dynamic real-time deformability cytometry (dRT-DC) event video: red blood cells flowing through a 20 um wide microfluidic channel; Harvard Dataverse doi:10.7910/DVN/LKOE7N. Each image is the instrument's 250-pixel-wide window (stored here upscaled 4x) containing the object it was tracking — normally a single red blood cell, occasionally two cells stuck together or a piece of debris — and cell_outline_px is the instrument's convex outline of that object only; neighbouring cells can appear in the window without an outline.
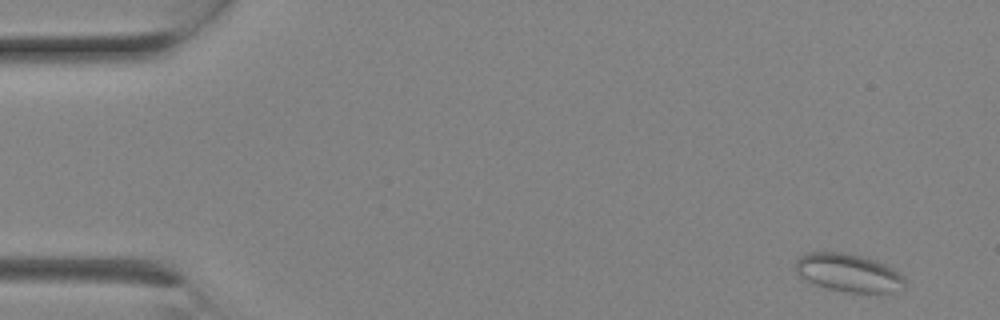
{"species": "Egyptian fruit bat (a non-hibernating species)", "species_latin": "Rousettus aegyptiacus", "temperature_condition": "room temperature", "stored_images_in_passage": 9, "camera_frame_rate_fps": 3000, "um_per_image_px": 0.085, "animal": {"sex": "female"}, "frame": {"image": 1, "passage_image": 1, "time_ms": 0.0, "image_size_px": [1000, 320], "cell_outline_px": [[904, 288], [892, 292], [848, 292], [828, 288], [816, 284], [800, 276], [796, 272], [796, 260], [800, 256], [808, 252], [844, 252], [860, 256], [884, 264], [892, 268], [904, 276]], "centroid_in_image_um": [72.12, 23.18], "position_along_channel_um": 12.9, "area_um2": 23.87}}
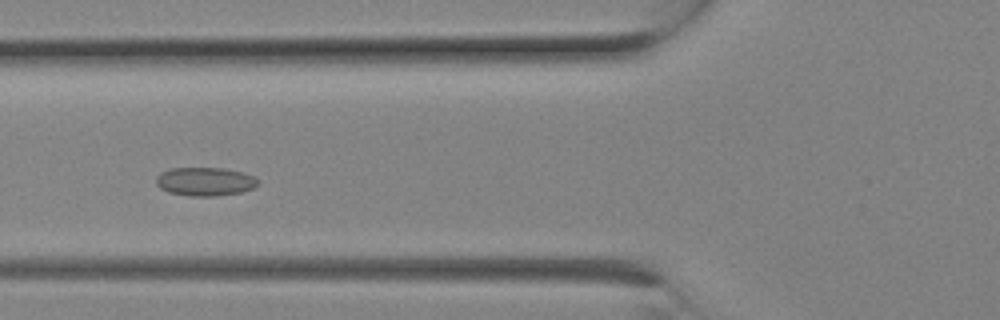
{"frame": {"image": 2, "passage_image": 8, "time_ms": 2.333, "image_size_px": [1000, 320], "cell_outline_px": [[260, 184], [252, 188], [240, 192], [216, 196], [192, 196], [168, 192], [160, 188], [156, 184], [156, 176], [160, 172], [172, 168], [224, 168], [244, 172], [260, 180]], "centroid_in_image_um": [17.43, 15.42], "position_along_channel_um": 108.4, "area_um2": 17.05}}
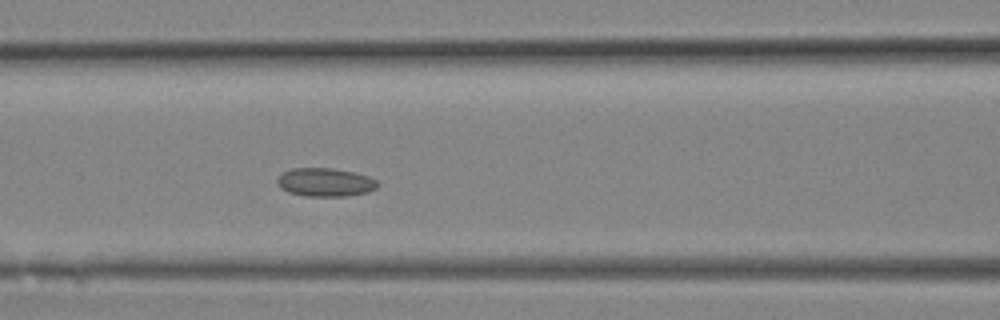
{"frame": {"image": 3, "passage_image": 9, "time_ms": 2.667, "image_size_px": [1000, 320], "cell_outline_px": [[380, 184], [376, 188], [368, 192], [348, 196], [304, 196], [288, 192], [280, 188], [276, 184], [276, 180], [284, 172], [292, 168], [332, 168], [356, 172], [368, 176], [376, 180]], "centroid_in_image_um": [27.65, 15.49], "position_along_channel_um": 138.9, "area_um2": 16.82}}